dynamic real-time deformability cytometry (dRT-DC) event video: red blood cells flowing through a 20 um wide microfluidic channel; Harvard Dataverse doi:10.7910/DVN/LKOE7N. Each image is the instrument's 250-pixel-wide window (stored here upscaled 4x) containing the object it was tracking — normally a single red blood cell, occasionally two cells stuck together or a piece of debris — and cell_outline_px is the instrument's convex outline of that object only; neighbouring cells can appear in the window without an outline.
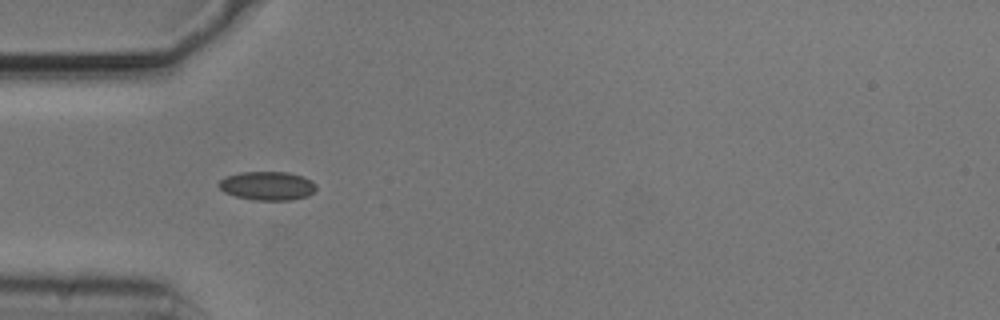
{"species": "common noctule bat (a hibernating species)", "species_latin": "Nyctalus noctula", "temperature_condition": "cold", "stored_images_in_passage": 42, "camera_frame_rate_fps": 3000, "um_per_image_px": 0.085, "animal": {"sex": "male", "body_mass_g": 20.5, "forearm_length_mm": 52.5}, "frame": {"image": 1, "passage_image": 4, "time_ms": 1.0, "image_size_px": [1000, 320], "cell_outline_px": [[316, 188], [308, 196], [292, 200], [256, 200], [236, 196], [224, 192], [216, 184], [224, 176], [240, 172], [288, 172], [304, 176], [312, 180], [316, 184]], "centroid_in_image_um": [22.72, 15.78], "position_along_channel_um": 62.3, "area_um2": 16.47}}
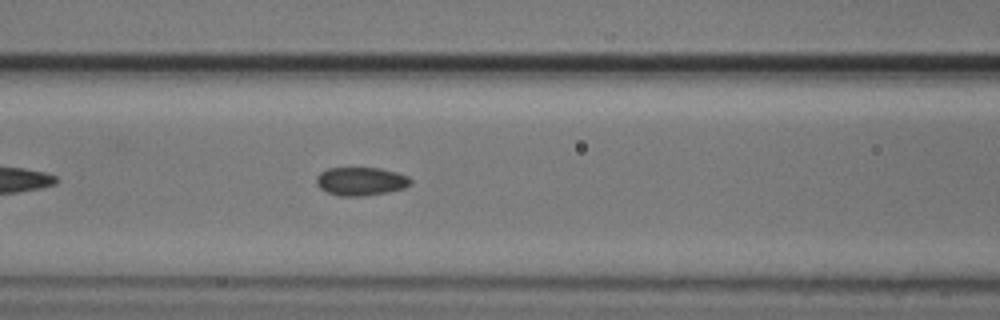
{"frame": {"image": 2, "passage_image": 10, "time_ms": 3.0, "image_size_px": [1000, 320], "cell_outline_px": [[412, 184], [404, 188], [388, 192], [364, 196], [340, 196], [328, 192], [320, 188], [316, 184], [316, 176], [320, 172], [328, 168], [380, 168], [396, 172], [408, 176], [412, 180]], "centroid_in_image_um": [30.68, 15.41], "position_along_channel_um": 135.9, "area_um2": 15.66}}
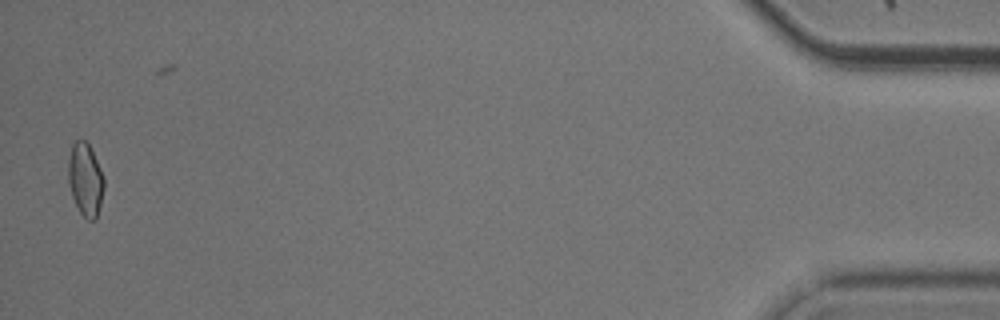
{"frame": {"image": 3, "passage_image": 41, "time_ms": 13.333, "image_size_px": [1000, 320], "cell_outline_px": [[104, 188], [96, 220], [88, 220], [80, 212], [72, 196], [68, 184], [68, 160], [72, 144], [76, 140], [84, 140], [88, 144], [104, 176]], "centroid_in_image_um": [7.25, 15.27], "position_along_channel_um": 428.0, "area_um2": 15.09}, "authors_computed_cell_mechanics": {"area_um2": 15.3459, "velocity_mm_per_s": 3.7178, "shape_relaxation_time_tau1_ms": null, "shape_relaxation_time_tau2_ms": 1.6193, "deformation_change_tau1": null, "deformation_change_tau2": 0.0572}}